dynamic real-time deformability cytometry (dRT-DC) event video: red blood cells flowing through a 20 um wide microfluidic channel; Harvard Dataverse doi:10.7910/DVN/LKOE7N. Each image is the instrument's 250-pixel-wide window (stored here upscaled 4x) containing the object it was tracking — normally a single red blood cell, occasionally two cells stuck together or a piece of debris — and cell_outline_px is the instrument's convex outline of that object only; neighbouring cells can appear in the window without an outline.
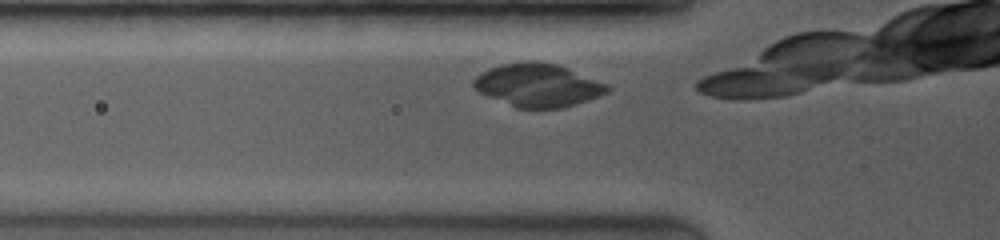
{"species": "common noctule bat (a hibernating species)", "species_latin": "Nyctalus noctula", "temperature_condition": "room temperature", "stored_images_in_passage": 6, "camera_frame_rate_fps": 3500, "um_per_image_px": 0.085, "animal": {"sex": "female", "body_mass_g": 19.0, "forearm_length_mm": 53.3}, "frame": {"image": 1, "passage_image": 3, "time_ms": 0.286, "image_size_px": [1000, 240], "cell_outline_px": [[612, 88], [608, 92], [588, 100], [576, 104], [560, 108], [536, 112], [516, 108], [488, 96], [472, 88], [472, 80], [480, 72], [488, 68], [500, 64], [524, 60], [536, 60], [560, 64], [608, 84]], "centroid_in_image_um": [45.71, 7.25], "position_along_channel_um": 80.1, "area_um2": 34.8}}